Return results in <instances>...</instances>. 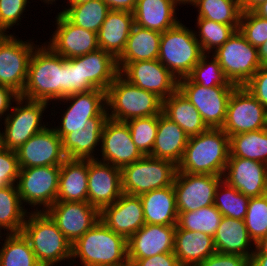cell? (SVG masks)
<instances>
[{
  "mask_svg": "<svg viewBox=\"0 0 267 266\" xmlns=\"http://www.w3.org/2000/svg\"><path fill=\"white\" fill-rule=\"evenodd\" d=\"M229 155V136L221 128H208L188 138L177 171L223 176Z\"/></svg>",
  "mask_w": 267,
  "mask_h": 266,
  "instance_id": "obj_1",
  "label": "cell"
},
{
  "mask_svg": "<svg viewBox=\"0 0 267 266\" xmlns=\"http://www.w3.org/2000/svg\"><path fill=\"white\" fill-rule=\"evenodd\" d=\"M82 266H129L127 240L109 229L101 219L71 245V262Z\"/></svg>",
  "mask_w": 267,
  "mask_h": 266,
  "instance_id": "obj_2",
  "label": "cell"
},
{
  "mask_svg": "<svg viewBox=\"0 0 267 266\" xmlns=\"http://www.w3.org/2000/svg\"><path fill=\"white\" fill-rule=\"evenodd\" d=\"M20 97L46 103L63 98V56L46 43L38 45L30 58L25 87Z\"/></svg>",
  "mask_w": 267,
  "mask_h": 266,
  "instance_id": "obj_3",
  "label": "cell"
},
{
  "mask_svg": "<svg viewBox=\"0 0 267 266\" xmlns=\"http://www.w3.org/2000/svg\"><path fill=\"white\" fill-rule=\"evenodd\" d=\"M21 233L42 266L71 261V243L45 211H29ZM56 264V265H55Z\"/></svg>",
  "mask_w": 267,
  "mask_h": 266,
  "instance_id": "obj_4",
  "label": "cell"
},
{
  "mask_svg": "<svg viewBox=\"0 0 267 266\" xmlns=\"http://www.w3.org/2000/svg\"><path fill=\"white\" fill-rule=\"evenodd\" d=\"M106 110L108 118L122 122L158 116L162 112V99L129 83L119 74L106 90Z\"/></svg>",
  "mask_w": 267,
  "mask_h": 266,
  "instance_id": "obj_5",
  "label": "cell"
},
{
  "mask_svg": "<svg viewBox=\"0 0 267 266\" xmlns=\"http://www.w3.org/2000/svg\"><path fill=\"white\" fill-rule=\"evenodd\" d=\"M203 55L194 30L181 21L162 33L158 60L177 80L187 77Z\"/></svg>",
  "mask_w": 267,
  "mask_h": 266,
  "instance_id": "obj_6",
  "label": "cell"
},
{
  "mask_svg": "<svg viewBox=\"0 0 267 266\" xmlns=\"http://www.w3.org/2000/svg\"><path fill=\"white\" fill-rule=\"evenodd\" d=\"M13 103L17 106H12L3 119L5 127L0 135L2 148L17 151L32 136L48 126V122L45 124L43 121V113L49 104L20 96Z\"/></svg>",
  "mask_w": 267,
  "mask_h": 266,
  "instance_id": "obj_7",
  "label": "cell"
},
{
  "mask_svg": "<svg viewBox=\"0 0 267 266\" xmlns=\"http://www.w3.org/2000/svg\"><path fill=\"white\" fill-rule=\"evenodd\" d=\"M177 165L166 159L143 156L121 169L122 191L125 194L143 193L173 185Z\"/></svg>",
  "mask_w": 267,
  "mask_h": 266,
  "instance_id": "obj_8",
  "label": "cell"
},
{
  "mask_svg": "<svg viewBox=\"0 0 267 266\" xmlns=\"http://www.w3.org/2000/svg\"><path fill=\"white\" fill-rule=\"evenodd\" d=\"M212 55L220 63L226 79L236 86H244L262 66L257 48L251 45L239 30Z\"/></svg>",
  "mask_w": 267,
  "mask_h": 266,
  "instance_id": "obj_9",
  "label": "cell"
},
{
  "mask_svg": "<svg viewBox=\"0 0 267 266\" xmlns=\"http://www.w3.org/2000/svg\"><path fill=\"white\" fill-rule=\"evenodd\" d=\"M60 169L61 166L20 168L16 185L21 203L35 207L36 212L52 206L57 201Z\"/></svg>",
  "mask_w": 267,
  "mask_h": 266,
  "instance_id": "obj_10",
  "label": "cell"
},
{
  "mask_svg": "<svg viewBox=\"0 0 267 266\" xmlns=\"http://www.w3.org/2000/svg\"><path fill=\"white\" fill-rule=\"evenodd\" d=\"M236 86H202L188 77L178 80V90L200 113L207 128H222L226 120L227 106Z\"/></svg>",
  "mask_w": 267,
  "mask_h": 266,
  "instance_id": "obj_11",
  "label": "cell"
},
{
  "mask_svg": "<svg viewBox=\"0 0 267 266\" xmlns=\"http://www.w3.org/2000/svg\"><path fill=\"white\" fill-rule=\"evenodd\" d=\"M16 37L12 33L0 34V86L20 96L27 81L31 55L38 44Z\"/></svg>",
  "mask_w": 267,
  "mask_h": 266,
  "instance_id": "obj_12",
  "label": "cell"
},
{
  "mask_svg": "<svg viewBox=\"0 0 267 266\" xmlns=\"http://www.w3.org/2000/svg\"><path fill=\"white\" fill-rule=\"evenodd\" d=\"M264 128H267V109L245 86H236L231 93L221 129L230 137Z\"/></svg>",
  "mask_w": 267,
  "mask_h": 266,
  "instance_id": "obj_13",
  "label": "cell"
},
{
  "mask_svg": "<svg viewBox=\"0 0 267 266\" xmlns=\"http://www.w3.org/2000/svg\"><path fill=\"white\" fill-rule=\"evenodd\" d=\"M64 105L70 103L67 109L63 110L61 124L53 129L63 139L68 133L85 129L89 119L94 117H108L106 110V91L93 89L87 92L75 93L58 101ZM66 102V103H65Z\"/></svg>",
  "mask_w": 267,
  "mask_h": 266,
  "instance_id": "obj_14",
  "label": "cell"
},
{
  "mask_svg": "<svg viewBox=\"0 0 267 266\" xmlns=\"http://www.w3.org/2000/svg\"><path fill=\"white\" fill-rule=\"evenodd\" d=\"M223 176L177 171L173 188L178 212L195 211L214 203L215 191Z\"/></svg>",
  "mask_w": 267,
  "mask_h": 266,
  "instance_id": "obj_15",
  "label": "cell"
},
{
  "mask_svg": "<svg viewBox=\"0 0 267 266\" xmlns=\"http://www.w3.org/2000/svg\"><path fill=\"white\" fill-rule=\"evenodd\" d=\"M99 147L101 158L97 160L120 169L144 156L133 143L127 123L110 118L104 124Z\"/></svg>",
  "mask_w": 267,
  "mask_h": 266,
  "instance_id": "obj_16",
  "label": "cell"
},
{
  "mask_svg": "<svg viewBox=\"0 0 267 266\" xmlns=\"http://www.w3.org/2000/svg\"><path fill=\"white\" fill-rule=\"evenodd\" d=\"M45 212L71 244L100 219V211L88 202L56 201Z\"/></svg>",
  "mask_w": 267,
  "mask_h": 266,
  "instance_id": "obj_17",
  "label": "cell"
},
{
  "mask_svg": "<svg viewBox=\"0 0 267 266\" xmlns=\"http://www.w3.org/2000/svg\"><path fill=\"white\" fill-rule=\"evenodd\" d=\"M119 74L129 83L155 93L162 100L178 89V80L158 59L127 63Z\"/></svg>",
  "mask_w": 267,
  "mask_h": 266,
  "instance_id": "obj_18",
  "label": "cell"
},
{
  "mask_svg": "<svg viewBox=\"0 0 267 266\" xmlns=\"http://www.w3.org/2000/svg\"><path fill=\"white\" fill-rule=\"evenodd\" d=\"M56 30L47 45L66 59L85 55L99 49L97 33L74 25L63 13L55 17Z\"/></svg>",
  "mask_w": 267,
  "mask_h": 266,
  "instance_id": "obj_19",
  "label": "cell"
},
{
  "mask_svg": "<svg viewBox=\"0 0 267 266\" xmlns=\"http://www.w3.org/2000/svg\"><path fill=\"white\" fill-rule=\"evenodd\" d=\"M50 125L32 136L16 151L20 168L62 165L66 159L62 150V139L51 123Z\"/></svg>",
  "mask_w": 267,
  "mask_h": 266,
  "instance_id": "obj_20",
  "label": "cell"
},
{
  "mask_svg": "<svg viewBox=\"0 0 267 266\" xmlns=\"http://www.w3.org/2000/svg\"><path fill=\"white\" fill-rule=\"evenodd\" d=\"M122 194L121 169L97 159L88 160V203L101 211Z\"/></svg>",
  "mask_w": 267,
  "mask_h": 266,
  "instance_id": "obj_21",
  "label": "cell"
},
{
  "mask_svg": "<svg viewBox=\"0 0 267 266\" xmlns=\"http://www.w3.org/2000/svg\"><path fill=\"white\" fill-rule=\"evenodd\" d=\"M176 225L144 224L127 240V260L131 266L137 259L174 252Z\"/></svg>",
  "mask_w": 267,
  "mask_h": 266,
  "instance_id": "obj_22",
  "label": "cell"
},
{
  "mask_svg": "<svg viewBox=\"0 0 267 266\" xmlns=\"http://www.w3.org/2000/svg\"><path fill=\"white\" fill-rule=\"evenodd\" d=\"M223 180L248 197L267 194V164L240 157H229Z\"/></svg>",
  "mask_w": 267,
  "mask_h": 266,
  "instance_id": "obj_23",
  "label": "cell"
},
{
  "mask_svg": "<svg viewBox=\"0 0 267 266\" xmlns=\"http://www.w3.org/2000/svg\"><path fill=\"white\" fill-rule=\"evenodd\" d=\"M100 219L109 229L128 240L145 224L142 201L137 195L123 193L100 211Z\"/></svg>",
  "mask_w": 267,
  "mask_h": 266,
  "instance_id": "obj_24",
  "label": "cell"
},
{
  "mask_svg": "<svg viewBox=\"0 0 267 266\" xmlns=\"http://www.w3.org/2000/svg\"><path fill=\"white\" fill-rule=\"evenodd\" d=\"M134 25V14L129 11L110 10L97 32L99 49L118 59L123 53Z\"/></svg>",
  "mask_w": 267,
  "mask_h": 266,
  "instance_id": "obj_25",
  "label": "cell"
},
{
  "mask_svg": "<svg viewBox=\"0 0 267 266\" xmlns=\"http://www.w3.org/2000/svg\"><path fill=\"white\" fill-rule=\"evenodd\" d=\"M179 5L176 0H137L134 24L163 33L180 22L176 16Z\"/></svg>",
  "mask_w": 267,
  "mask_h": 266,
  "instance_id": "obj_26",
  "label": "cell"
},
{
  "mask_svg": "<svg viewBox=\"0 0 267 266\" xmlns=\"http://www.w3.org/2000/svg\"><path fill=\"white\" fill-rule=\"evenodd\" d=\"M108 117H94L88 120L85 129L68 133L62 139V150L69 159H97L96 148L101 145L104 124ZM96 154H95V153Z\"/></svg>",
  "mask_w": 267,
  "mask_h": 266,
  "instance_id": "obj_27",
  "label": "cell"
},
{
  "mask_svg": "<svg viewBox=\"0 0 267 266\" xmlns=\"http://www.w3.org/2000/svg\"><path fill=\"white\" fill-rule=\"evenodd\" d=\"M57 201L88 202V159L64 160L60 169Z\"/></svg>",
  "mask_w": 267,
  "mask_h": 266,
  "instance_id": "obj_28",
  "label": "cell"
},
{
  "mask_svg": "<svg viewBox=\"0 0 267 266\" xmlns=\"http://www.w3.org/2000/svg\"><path fill=\"white\" fill-rule=\"evenodd\" d=\"M213 241L216 252L237 254L247 258L251 257L256 246L248 235L244 220L226 216L222 217Z\"/></svg>",
  "mask_w": 267,
  "mask_h": 266,
  "instance_id": "obj_29",
  "label": "cell"
},
{
  "mask_svg": "<svg viewBox=\"0 0 267 266\" xmlns=\"http://www.w3.org/2000/svg\"><path fill=\"white\" fill-rule=\"evenodd\" d=\"M215 252L211 235L200 231L175 230L174 254L181 266H198Z\"/></svg>",
  "mask_w": 267,
  "mask_h": 266,
  "instance_id": "obj_30",
  "label": "cell"
},
{
  "mask_svg": "<svg viewBox=\"0 0 267 266\" xmlns=\"http://www.w3.org/2000/svg\"><path fill=\"white\" fill-rule=\"evenodd\" d=\"M188 135L162 112L158 115V128L152 153L154 158L166 159L176 165L181 161Z\"/></svg>",
  "mask_w": 267,
  "mask_h": 266,
  "instance_id": "obj_31",
  "label": "cell"
},
{
  "mask_svg": "<svg viewBox=\"0 0 267 266\" xmlns=\"http://www.w3.org/2000/svg\"><path fill=\"white\" fill-rule=\"evenodd\" d=\"M145 224L177 225L178 210L173 185L139 195Z\"/></svg>",
  "mask_w": 267,
  "mask_h": 266,
  "instance_id": "obj_32",
  "label": "cell"
},
{
  "mask_svg": "<svg viewBox=\"0 0 267 266\" xmlns=\"http://www.w3.org/2000/svg\"><path fill=\"white\" fill-rule=\"evenodd\" d=\"M162 33L133 25L126 47L117 59L119 71L130 62L158 59Z\"/></svg>",
  "mask_w": 267,
  "mask_h": 266,
  "instance_id": "obj_33",
  "label": "cell"
},
{
  "mask_svg": "<svg viewBox=\"0 0 267 266\" xmlns=\"http://www.w3.org/2000/svg\"><path fill=\"white\" fill-rule=\"evenodd\" d=\"M162 113L181 127L188 137L208 129L198 110L178 89L162 100Z\"/></svg>",
  "mask_w": 267,
  "mask_h": 266,
  "instance_id": "obj_34",
  "label": "cell"
},
{
  "mask_svg": "<svg viewBox=\"0 0 267 266\" xmlns=\"http://www.w3.org/2000/svg\"><path fill=\"white\" fill-rule=\"evenodd\" d=\"M82 72L83 81L106 91L119 75L117 59L102 49L87 53L82 55Z\"/></svg>",
  "mask_w": 267,
  "mask_h": 266,
  "instance_id": "obj_35",
  "label": "cell"
},
{
  "mask_svg": "<svg viewBox=\"0 0 267 266\" xmlns=\"http://www.w3.org/2000/svg\"><path fill=\"white\" fill-rule=\"evenodd\" d=\"M27 208L21 203L17 185H7L0 188V231L21 233Z\"/></svg>",
  "mask_w": 267,
  "mask_h": 266,
  "instance_id": "obj_36",
  "label": "cell"
},
{
  "mask_svg": "<svg viewBox=\"0 0 267 266\" xmlns=\"http://www.w3.org/2000/svg\"><path fill=\"white\" fill-rule=\"evenodd\" d=\"M229 157H240L267 164V128L229 137Z\"/></svg>",
  "mask_w": 267,
  "mask_h": 266,
  "instance_id": "obj_37",
  "label": "cell"
},
{
  "mask_svg": "<svg viewBox=\"0 0 267 266\" xmlns=\"http://www.w3.org/2000/svg\"><path fill=\"white\" fill-rule=\"evenodd\" d=\"M198 8L197 19H208L225 25H239L242 14L240 0H192Z\"/></svg>",
  "mask_w": 267,
  "mask_h": 266,
  "instance_id": "obj_38",
  "label": "cell"
},
{
  "mask_svg": "<svg viewBox=\"0 0 267 266\" xmlns=\"http://www.w3.org/2000/svg\"><path fill=\"white\" fill-rule=\"evenodd\" d=\"M5 235L0 245V266H42L22 233Z\"/></svg>",
  "mask_w": 267,
  "mask_h": 266,
  "instance_id": "obj_39",
  "label": "cell"
},
{
  "mask_svg": "<svg viewBox=\"0 0 267 266\" xmlns=\"http://www.w3.org/2000/svg\"><path fill=\"white\" fill-rule=\"evenodd\" d=\"M109 11L108 6L102 0H91L65 7L59 13H63L74 25L97 33Z\"/></svg>",
  "mask_w": 267,
  "mask_h": 266,
  "instance_id": "obj_40",
  "label": "cell"
},
{
  "mask_svg": "<svg viewBox=\"0 0 267 266\" xmlns=\"http://www.w3.org/2000/svg\"><path fill=\"white\" fill-rule=\"evenodd\" d=\"M222 217V214L214 205L195 211L178 212L176 229L200 231L213 237Z\"/></svg>",
  "mask_w": 267,
  "mask_h": 266,
  "instance_id": "obj_41",
  "label": "cell"
},
{
  "mask_svg": "<svg viewBox=\"0 0 267 266\" xmlns=\"http://www.w3.org/2000/svg\"><path fill=\"white\" fill-rule=\"evenodd\" d=\"M195 32L204 54H211L221 47L238 30L239 25H225L208 19H197Z\"/></svg>",
  "mask_w": 267,
  "mask_h": 266,
  "instance_id": "obj_42",
  "label": "cell"
},
{
  "mask_svg": "<svg viewBox=\"0 0 267 266\" xmlns=\"http://www.w3.org/2000/svg\"><path fill=\"white\" fill-rule=\"evenodd\" d=\"M250 197L222 180L216 188L213 205L222 216L244 220Z\"/></svg>",
  "mask_w": 267,
  "mask_h": 266,
  "instance_id": "obj_43",
  "label": "cell"
},
{
  "mask_svg": "<svg viewBox=\"0 0 267 266\" xmlns=\"http://www.w3.org/2000/svg\"><path fill=\"white\" fill-rule=\"evenodd\" d=\"M244 222L253 243L261 244L267 235V194L250 197Z\"/></svg>",
  "mask_w": 267,
  "mask_h": 266,
  "instance_id": "obj_44",
  "label": "cell"
},
{
  "mask_svg": "<svg viewBox=\"0 0 267 266\" xmlns=\"http://www.w3.org/2000/svg\"><path fill=\"white\" fill-rule=\"evenodd\" d=\"M209 58L211 59L209 60ZM187 77L192 82L198 83L206 88L214 86H236L226 79L220 63L211 54H204Z\"/></svg>",
  "mask_w": 267,
  "mask_h": 266,
  "instance_id": "obj_45",
  "label": "cell"
},
{
  "mask_svg": "<svg viewBox=\"0 0 267 266\" xmlns=\"http://www.w3.org/2000/svg\"><path fill=\"white\" fill-rule=\"evenodd\" d=\"M126 123L130 129L133 143L144 156L150 155L156 138L158 116L134 118Z\"/></svg>",
  "mask_w": 267,
  "mask_h": 266,
  "instance_id": "obj_46",
  "label": "cell"
},
{
  "mask_svg": "<svg viewBox=\"0 0 267 266\" xmlns=\"http://www.w3.org/2000/svg\"><path fill=\"white\" fill-rule=\"evenodd\" d=\"M93 89L88 81H83L82 56L70 59L63 57V98Z\"/></svg>",
  "mask_w": 267,
  "mask_h": 266,
  "instance_id": "obj_47",
  "label": "cell"
},
{
  "mask_svg": "<svg viewBox=\"0 0 267 266\" xmlns=\"http://www.w3.org/2000/svg\"><path fill=\"white\" fill-rule=\"evenodd\" d=\"M238 30L251 45L258 48L267 40V19L254 11H242Z\"/></svg>",
  "mask_w": 267,
  "mask_h": 266,
  "instance_id": "obj_48",
  "label": "cell"
},
{
  "mask_svg": "<svg viewBox=\"0 0 267 266\" xmlns=\"http://www.w3.org/2000/svg\"><path fill=\"white\" fill-rule=\"evenodd\" d=\"M28 3L31 2L29 0H0V34H10L7 30L12 29L16 23L17 26L19 25L18 22H21L26 7H29Z\"/></svg>",
  "mask_w": 267,
  "mask_h": 266,
  "instance_id": "obj_49",
  "label": "cell"
},
{
  "mask_svg": "<svg viewBox=\"0 0 267 266\" xmlns=\"http://www.w3.org/2000/svg\"><path fill=\"white\" fill-rule=\"evenodd\" d=\"M19 163L16 151L0 147V188L15 185L19 175Z\"/></svg>",
  "mask_w": 267,
  "mask_h": 266,
  "instance_id": "obj_50",
  "label": "cell"
},
{
  "mask_svg": "<svg viewBox=\"0 0 267 266\" xmlns=\"http://www.w3.org/2000/svg\"><path fill=\"white\" fill-rule=\"evenodd\" d=\"M244 86L267 109V65L261 66Z\"/></svg>",
  "mask_w": 267,
  "mask_h": 266,
  "instance_id": "obj_51",
  "label": "cell"
},
{
  "mask_svg": "<svg viewBox=\"0 0 267 266\" xmlns=\"http://www.w3.org/2000/svg\"><path fill=\"white\" fill-rule=\"evenodd\" d=\"M198 266H250V258L215 252Z\"/></svg>",
  "mask_w": 267,
  "mask_h": 266,
  "instance_id": "obj_52",
  "label": "cell"
},
{
  "mask_svg": "<svg viewBox=\"0 0 267 266\" xmlns=\"http://www.w3.org/2000/svg\"><path fill=\"white\" fill-rule=\"evenodd\" d=\"M131 266H181L174 252L137 259Z\"/></svg>",
  "mask_w": 267,
  "mask_h": 266,
  "instance_id": "obj_53",
  "label": "cell"
},
{
  "mask_svg": "<svg viewBox=\"0 0 267 266\" xmlns=\"http://www.w3.org/2000/svg\"><path fill=\"white\" fill-rule=\"evenodd\" d=\"M18 97L19 95L12 89L0 86V121L10 112L9 110L12 108V102Z\"/></svg>",
  "mask_w": 267,
  "mask_h": 266,
  "instance_id": "obj_54",
  "label": "cell"
},
{
  "mask_svg": "<svg viewBox=\"0 0 267 266\" xmlns=\"http://www.w3.org/2000/svg\"><path fill=\"white\" fill-rule=\"evenodd\" d=\"M109 10L134 12L137 0H102Z\"/></svg>",
  "mask_w": 267,
  "mask_h": 266,
  "instance_id": "obj_55",
  "label": "cell"
},
{
  "mask_svg": "<svg viewBox=\"0 0 267 266\" xmlns=\"http://www.w3.org/2000/svg\"><path fill=\"white\" fill-rule=\"evenodd\" d=\"M250 266H267V245L257 244L250 257Z\"/></svg>",
  "mask_w": 267,
  "mask_h": 266,
  "instance_id": "obj_56",
  "label": "cell"
},
{
  "mask_svg": "<svg viewBox=\"0 0 267 266\" xmlns=\"http://www.w3.org/2000/svg\"><path fill=\"white\" fill-rule=\"evenodd\" d=\"M267 0H240L243 11H253L259 4Z\"/></svg>",
  "mask_w": 267,
  "mask_h": 266,
  "instance_id": "obj_57",
  "label": "cell"
},
{
  "mask_svg": "<svg viewBox=\"0 0 267 266\" xmlns=\"http://www.w3.org/2000/svg\"><path fill=\"white\" fill-rule=\"evenodd\" d=\"M258 51V58L262 66L267 65V40L266 43L260 45L257 48Z\"/></svg>",
  "mask_w": 267,
  "mask_h": 266,
  "instance_id": "obj_58",
  "label": "cell"
},
{
  "mask_svg": "<svg viewBox=\"0 0 267 266\" xmlns=\"http://www.w3.org/2000/svg\"><path fill=\"white\" fill-rule=\"evenodd\" d=\"M253 11L260 17L267 19V1L259 4Z\"/></svg>",
  "mask_w": 267,
  "mask_h": 266,
  "instance_id": "obj_59",
  "label": "cell"
},
{
  "mask_svg": "<svg viewBox=\"0 0 267 266\" xmlns=\"http://www.w3.org/2000/svg\"><path fill=\"white\" fill-rule=\"evenodd\" d=\"M68 1V3H67V7H68V5L69 6H73V5H77V4H80V3H83V2H89V1H91V0H67Z\"/></svg>",
  "mask_w": 267,
  "mask_h": 266,
  "instance_id": "obj_60",
  "label": "cell"
},
{
  "mask_svg": "<svg viewBox=\"0 0 267 266\" xmlns=\"http://www.w3.org/2000/svg\"><path fill=\"white\" fill-rule=\"evenodd\" d=\"M180 5H186V3L187 4H189L192 0H176Z\"/></svg>",
  "mask_w": 267,
  "mask_h": 266,
  "instance_id": "obj_61",
  "label": "cell"
},
{
  "mask_svg": "<svg viewBox=\"0 0 267 266\" xmlns=\"http://www.w3.org/2000/svg\"><path fill=\"white\" fill-rule=\"evenodd\" d=\"M41 2L43 1L44 3H47V5H49V4H52L53 5V3L54 2H56L55 0H40Z\"/></svg>",
  "mask_w": 267,
  "mask_h": 266,
  "instance_id": "obj_62",
  "label": "cell"
},
{
  "mask_svg": "<svg viewBox=\"0 0 267 266\" xmlns=\"http://www.w3.org/2000/svg\"><path fill=\"white\" fill-rule=\"evenodd\" d=\"M261 244H266L267 245V235H266L265 240Z\"/></svg>",
  "mask_w": 267,
  "mask_h": 266,
  "instance_id": "obj_63",
  "label": "cell"
},
{
  "mask_svg": "<svg viewBox=\"0 0 267 266\" xmlns=\"http://www.w3.org/2000/svg\"><path fill=\"white\" fill-rule=\"evenodd\" d=\"M3 232L0 231V239H2L4 233L2 234ZM2 235V236H1Z\"/></svg>",
  "mask_w": 267,
  "mask_h": 266,
  "instance_id": "obj_64",
  "label": "cell"
}]
</instances>
